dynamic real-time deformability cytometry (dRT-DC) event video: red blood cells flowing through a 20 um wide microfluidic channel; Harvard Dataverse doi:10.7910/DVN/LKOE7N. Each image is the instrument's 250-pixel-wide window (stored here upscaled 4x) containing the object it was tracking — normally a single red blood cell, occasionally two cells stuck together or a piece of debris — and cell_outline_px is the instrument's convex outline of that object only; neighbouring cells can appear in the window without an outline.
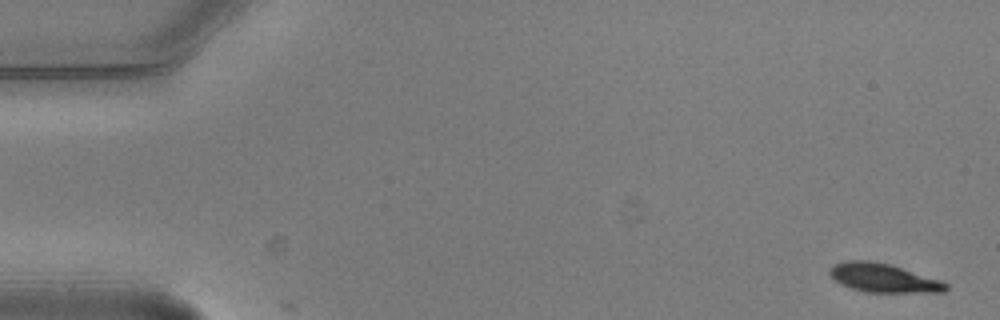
{"species": "common noctule bat (a hibernating species)", "species_latin": "Nyctalus noctula", "temperature_condition": "warm", "stored_images_in_passage": 5, "camera_frame_rate_fps": 3000, "um_per_image_px": 0.085, "animal": {"sex": "male", "body_mass_g": 20.5, "forearm_length_mm": 52.5}, "frame": {"image": 1, "passage_image": 1, "time_ms": 0.0, "image_size_px": [1000, 320], "cell_outline_px": [[948, 288], [944, 292], [864, 292], [840, 284], [828, 272], [828, 268], [844, 260], [868, 260], [892, 264], [940, 280], [948, 284]], "centroid_in_image_um": [75.08, 23.61], "position_along_channel_um": 9.9, "area_um2": 19.54}}
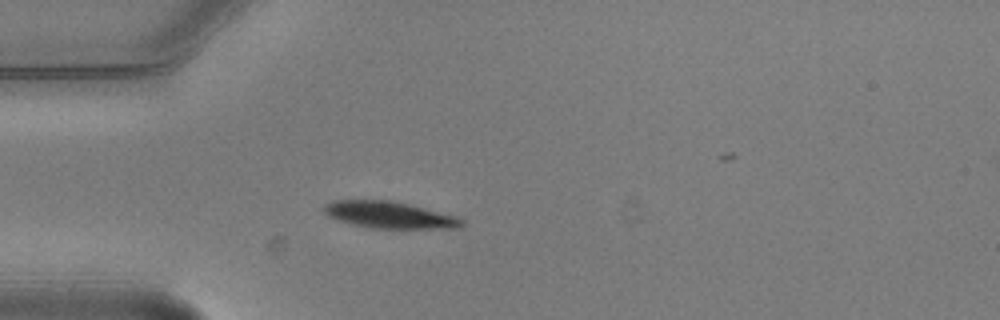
{"frame": {"image": 2, "passage_image": 5, "time_ms": 1.333, "image_size_px": [1000, 320], "cell_outline_px": [[464, 224], [460, 228], [372, 228], [352, 224], [328, 216], [324, 212], [324, 204], [332, 200], [388, 200], [408, 204], [456, 216], [464, 220]], "centroid_in_image_um": [33.09, 18.27], "position_along_channel_um": 51.9, "area_um2": 21.27}}